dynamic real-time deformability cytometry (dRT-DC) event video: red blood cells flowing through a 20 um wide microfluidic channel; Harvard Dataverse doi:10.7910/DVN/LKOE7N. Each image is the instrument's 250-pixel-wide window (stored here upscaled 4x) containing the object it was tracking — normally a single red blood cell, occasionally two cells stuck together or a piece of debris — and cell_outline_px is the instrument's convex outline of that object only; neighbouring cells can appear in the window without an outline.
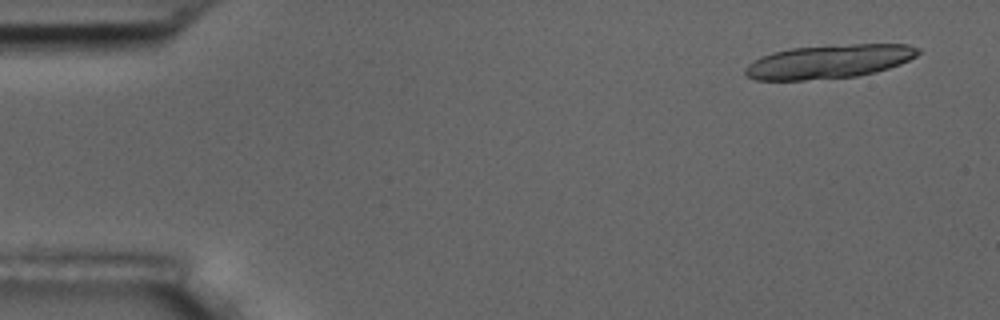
{"species": "common noctule bat (a hibernating species)", "species_latin": "Nyctalus noctula", "temperature_condition": "room temperature", "stored_images_in_passage": 5, "camera_frame_rate_fps": 3000, "um_per_image_px": 0.085, "animal": {"sex": "male", "body_mass_g": 17.5, "forearm_length_mm": 52.3}, "frame": {"image": 1, "passage_image": 1, "time_ms": 0.0, "image_size_px": [1000, 320], "cell_outline_px": [[920, 52], [916, 56], [900, 64], [876, 72], [856, 76], [804, 80], [756, 80], [748, 76], [744, 72], [744, 68], [748, 64], [760, 56], [772, 52], [792, 48], [852, 44], [908, 44], [920, 48]], "centroid_in_image_um": [70.46, 5.23], "position_along_channel_um": 14.5, "area_um2": 33.93}}